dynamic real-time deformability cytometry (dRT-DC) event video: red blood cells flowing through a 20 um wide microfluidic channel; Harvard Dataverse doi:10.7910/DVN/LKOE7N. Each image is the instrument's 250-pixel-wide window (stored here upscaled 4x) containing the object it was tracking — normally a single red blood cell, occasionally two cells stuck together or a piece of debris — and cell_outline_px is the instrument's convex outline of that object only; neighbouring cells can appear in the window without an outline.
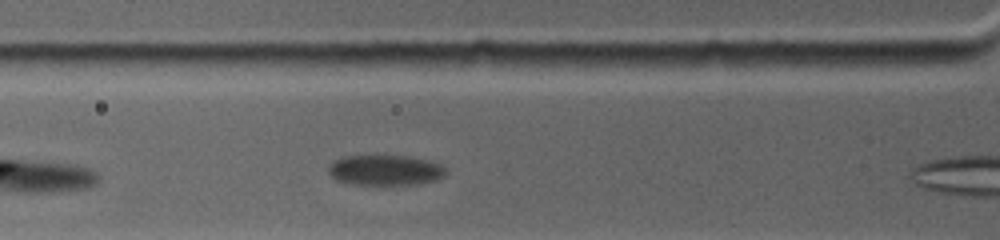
{"species": "common noctule bat (a hibernating species)", "species_latin": "Nyctalus noctula", "temperature_condition": "warm", "stored_images_in_passage": 6, "camera_frame_rate_fps": 4500, "um_per_image_px": 0.085, "animal": {"sex": "female", "body_mass_g": 19.0, "forearm_length_mm": 53.3}, "frame": {"image": 1, "passage_image": 5, "time_ms": 2.667, "image_size_px": [1000, 240], "cell_outline_px": [[448, 172], [444, 176], [436, 180], [416, 184], [352, 184], [336, 180], [328, 172], [328, 164], [332, 160], [344, 156], [408, 156], [428, 160], [440, 164]], "centroid_in_image_um": [32.72, 14.46], "position_along_channel_um": 93.1, "area_um2": 20.81}}